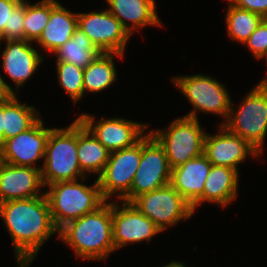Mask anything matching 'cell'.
Returning <instances> with one entry per match:
<instances>
[{"instance_id":"obj_1","label":"cell","mask_w":267,"mask_h":267,"mask_svg":"<svg viewBox=\"0 0 267 267\" xmlns=\"http://www.w3.org/2000/svg\"><path fill=\"white\" fill-rule=\"evenodd\" d=\"M0 217L14 245L15 260H34L58 229L44 195L0 203Z\"/></svg>"},{"instance_id":"obj_2","label":"cell","mask_w":267,"mask_h":267,"mask_svg":"<svg viewBox=\"0 0 267 267\" xmlns=\"http://www.w3.org/2000/svg\"><path fill=\"white\" fill-rule=\"evenodd\" d=\"M112 231V201H105L95 211L67 222L58 230V240L77 258L106 261L115 251Z\"/></svg>"},{"instance_id":"obj_3","label":"cell","mask_w":267,"mask_h":267,"mask_svg":"<svg viewBox=\"0 0 267 267\" xmlns=\"http://www.w3.org/2000/svg\"><path fill=\"white\" fill-rule=\"evenodd\" d=\"M87 177L73 181H61L46 186L44 191L48 200L51 218L59 230L67 222L95 211L103 199L98 180L90 185L84 184Z\"/></svg>"},{"instance_id":"obj_4","label":"cell","mask_w":267,"mask_h":267,"mask_svg":"<svg viewBox=\"0 0 267 267\" xmlns=\"http://www.w3.org/2000/svg\"><path fill=\"white\" fill-rule=\"evenodd\" d=\"M44 187L88 177L80 168L77 156V117L67 127H54L48 136L44 163L41 165Z\"/></svg>"},{"instance_id":"obj_5","label":"cell","mask_w":267,"mask_h":267,"mask_svg":"<svg viewBox=\"0 0 267 267\" xmlns=\"http://www.w3.org/2000/svg\"><path fill=\"white\" fill-rule=\"evenodd\" d=\"M171 82L187 98L192 109L184 117L198 119V114H214L222 117L223 125L229 116L231 96L225 85L206 74L173 76Z\"/></svg>"},{"instance_id":"obj_6","label":"cell","mask_w":267,"mask_h":267,"mask_svg":"<svg viewBox=\"0 0 267 267\" xmlns=\"http://www.w3.org/2000/svg\"><path fill=\"white\" fill-rule=\"evenodd\" d=\"M234 105L232 101L228 119L223 125L263 156L267 136V88L256 84L239 102L237 109Z\"/></svg>"},{"instance_id":"obj_7","label":"cell","mask_w":267,"mask_h":267,"mask_svg":"<svg viewBox=\"0 0 267 267\" xmlns=\"http://www.w3.org/2000/svg\"><path fill=\"white\" fill-rule=\"evenodd\" d=\"M148 132L164 148L171 169L203 154L206 132L198 119L177 117L165 130Z\"/></svg>"},{"instance_id":"obj_8","label":"cell","mask_w":267,"mask_h":267,"mask_svg":"<svg viewBox=\"0 0 267 267\" xmlns=\"http://www.w3.org/2000/svg\"><path fill=\"white\" fill-rule=\"evenodd\" d=\"M171 173L164 148L147 132L141 138V160L130 191L121 201L131 203L141 194L170 184Z\"/></svg>"},{"instance_id":"obj_9","label":"cell","mask_w":267,"mask_h":267,"mask_svg":"<svg viewBox=\"0 0 267 267\" xmlns=\"http://www.w3.org/2000/svg\"><path fill=\"white\" fill-rule=\"evenodd\" d=\"M131 204L154 222L161 232L192 218V206L171 184L137 196Z\"/></svg>"},{"instance_id":"obj_10","label":"cell","mask_w":267,"mask_h":267,"mask_svg":"<svg viewBox=\"0 0 267 267\" xmlns=\"http://www.w3.org/2000/svg\"><path fill=\"white\" fill-rule=\"evenodd\" d=\"M140 160L141 139L131 147L110 153L103 172L97 177L105 201L113 196L121 201L129 193Z\"/></svg>"},{"instance_id":"obj_11","label":"cell","mask_w":267,"mask_h":267,"mask_svg":"<svg viewBox=\"0 0 267 267\" xmlns=\"http://www.w3.org/2000/svg\"><path fill=\"white\" fill-rule=\"evenodd\" d=\"M77 28L90 38L101 53L125 55L131 35L107 8L100 12L77 13Z\"/></svg>"},{"instance_id":"obj_12","label":"cell","mask_w":267,"mask_h":267,"mask_svg":"<svg viewBox=\"0 0 267 267\" xmlns=\"http://www.w3.org/2000/svg\"><path fill=\"white\" fill-rule=\"evenodd\" d=\"M77 118L110 153L133 146L150 126L123 117L105 119L103 116L95 121L96 117L89 113L79 114Z\"/></svg>"},{"instance_id":"obj_13","label":"cell","mask_w":267,"mask_h":267,"mask_svg":"<svg viewBox=\"0 0 267 267\" xmlns=\"http://www.w3.org/2000/svg\"><path fill=\"white\" fill-rule=\"evenodd\" d=\"M45 123L40 118L28 130L15 137L5 140L0 145V161L16 166H29L38 168V160L43 161L45 156L46 143L50 131L54 128L44 126ZM37 165V166H36Z\"/></svg>"},{"instance_id":"obj_14","label":"cell","mask_w":267,"mask_h":267,"mask_svg":"<svg viewBox=\"0 0 267 267\" xmlns=\"http://www.w3.org/2000/svg\"><path fill=\"white\" fill-rule=\"evenodd\" d=\"M113 243L115 251L129 244L151 242L161 233L152 220L129 202L112 201Z\"/></svg>"},{"instance_id":"obj_15","label":"cell","mask_w":267,"mask_h":267,"mask_svg":"<svg viewBox=\"0 0 267 267\" xmlns=\"http://www.w3.org/2000/svg\"><path fill=\"white\" fill-rule=\"evenodd\" d=\"M214 134L206 132L203 154L212 165L233 168L239 172L238 165L249 156L261 158L262 155L240 136L231 133L224 125L218 126Z\"/></svg>"},{"instance_id":"obj_16","label":"cell","mask_w":267,"mask_h":267,"mask_svg":"<svg viewBox=\"0 0 267 267\" xmlns=\"http://www.w3.org/2000/svg\"><path fill=\"white\" fill-rule=\"evenodd\" d=\"M5 42L0 67L14 83L13 95H17L19 88L33 77L48 56L43 57L44 55L34 48L33 42L26 40H7Z\"/></svg>"},{"instance_id":"obj_17","label":"cell","mask_w":267,"mask_h":267,"mask_svg":"<svg viewBox=\"0 0 267 267\" xmlns=\"http://www.w3.org/2000/svg\"><path fill=\"white\" fill-rule=\"evenodd\" d=\"M41 170L0 161V203L44 195Z\"/></svg>"},{"instance_id":"obj_18","label":"cell","mask_w":267,"mask_h":267,"mask_svg":"<svg viewBox=\"0 0 267 267\" xmlns=\"http://www.w3.org/2000/svg\"><path fill=\"white\" fill-rule=\"evenodd\" d=\"M239 176V172L233 168L212 165L203 195L192 205L194 213L202 203H212L224 208L234 202L239 195Z\"/></svg>"},{"instance_id":"obj_19","label":"cell","mask_w":267,"mask_h":267,"mask_svg":"<svg viewBox=\"0 0 267 267\" xmlns=\"http://www.w3.org/2000/svg\"><path fill=\"white\" fill-rule=\"evenodd\" d=\"M107 10L114 15L132 36L147 26L164 27L157 13L156 0H105ZM130 23V24H129Z\"/></svg>"},{"instance_id":"obj_20","label":"cell","mask_w":267,"mask_h":267,"mask_svg":"<svg viewBox=\"0 0 267 267\" xmlns=\"http://www.w3.org/2000/svg\"><path fill=\"white\" fill-rule=\"evenodd\" d=\"M211 162L202 154L172 169L173 188L192 206L202 195Z\"/></svg>"},{"instance_id":"obj_21","label":"cell","mask_w":267,"mask_h":267,"mask_svg":"<svg viewBox=\"0 0 267 267\" xmlns=\"http://www.w3.org/2000/svg\"><path fill=\"white\" fill-rule=\"evenodd\" d=\"M76 29L77 13L69 11L58 0H51L49 22L35 44L41 47V51L53 54L73 36Z\"/></svg>"},{"instance_id":"obj_22","label":"cell","mask_w":267,"mask_h":267,"mask_svg":"<svg viewBox=\"0 0 267 267\" xmlns=\"http://www.w3.org/2000/svg\"><path fill=\"white\" fill-rule=\"evenodd\" d=\"M110 152L77 118V156L81 170L87 175H100L108 162Z\"/></svg>"},{"instance_id":"obj_23","label":"cell","mask_w":267,"mask_h":267,"mask_svg":"<svg viewBox=\"0 0 267 267\" xmlns=\"http://www.w3.org/2000/svg\"><path fill=\"white\" fill-rule=\"evenodd\" d=\"M124 56V54L120 53H101L90 65H88L84 69L83 74L85 95L88 92L101 93L111 87V85L118 80V72L114 62L115 57L123 59Z\"/></svg>"},{"instance_id":"obj_24","label":"cell","mask_w":267,"mask_h":267,"mask_svg":"<svg viewBox=\"0 0 267 267\" xmlns=\"http://www.w3.org/2000/svg\"><path fill=\"white\" fill-rule=\"evenodd\" d=\"M35 106L19 101L18 95L4 100V133L3 142L28 130L41 117Z\"/></svg>"},{"instance_id":"obj_25","label":"cell","mask_w":267,"mask_h":267,"mask_svg":"<svg viewBox=\"0 0 267 267\" xmlns=\"http://www.w3.org/2000/svg\"><path fill=\"white\" fill-rule=\"evenodd\" d=\"M53 54L56 61L71 63L85 69L101 52L95 48L90 38L77 28L73 36Z\"/></svg>"},{"instance_id":"obj_26","label":"cell","mask_w":267,"mask_h":267,"mask_svg":"<svg viewBox=\"0 0 267 267\" xmlns=\"http://www.w3.org/2000/svg\"><path fill=\"white\" fill-rule=\"evenodd\" d=\"M227 3L226 33L230 40L244 44L264 18L256 13L235 7L228 0Z\"/></svg>"},{"instance_id":"obj_27","label":"cell","mask_w":267,"mask_h":267,"mask_svg":"<svg viewBox=\"0 0 267 267\" xmlns=\"http://www.w3.org/2000/svg\"><path fill=\"white\" fill-rule=\"evenodd\" d=\"M51 13V0H40L31 2L26 0V11L24 17V40L36 42L47 23Z\"/></svg>"},{"instance_id":"obj_28","label":"cell","mask_w":267,"mask_h":267,"mask_svg":"<svg viewBox=\"0 0 267 267\" xmlns=\"http://www.w3.org/2000/svg\"><path fill=\"white\" fill-rule=\"evenodd\" d=\"M57 80L59 85L71 98L74 104L81 101L85 97L83 87L84 69L62 61H56Z\"/></svg>"},{"instance_id":"obj_29","label":"cell","mask_w":267,"mask_h":267,"mask_svg":"<svg viewBox=\"0 0 267 267\" xmlns=\"http://www.w3.org/2000/svg\"><path fill=\"white\" fill-rule=\"evenodd\" d=\"M26 11V0H22L11 12L9 26H5L4 32L0 37L2 41L24 40V17ZM1 48V47H0Z\"/></svg>"},{"instance_id":"obj_30","label":"cell","mask_w":267,"mask_h":267,"mask_svg":"<svg viewBox=\"0 0 267 267\" xmlns=\"http://www.w3.org/2000/svg\"><path fill=\"white\" fill-rule=\"evenodd\" d=\"M243 45L247 46L251 55L257 60L267 56V19L259 24Z\"/></svg>"},{"instance_id":"obj_31","label":"cell","mask_w":267,"mask_h":267,"mask_svg":"<svg viewBox=\"0 0 267 267\" xmlns=\"http://www.w3.org/2000/svg\"><path fill=\"white\" fill-rule=\"evenodd\" d=\"M232 5L267 19V0H228Z\"/></svg>"},{"instance_id":"obj_32","label":"cell","mask_w":267,"mask_h":267,"mask_svg":"<svg viewBox=\"0 0 267 267\" xmlns=\"http://www.w3.org/2000/svg\"><path fill=\"white\" fill-rule=\"evenodd\" d=\"M22 0H0V37L2 36L5 26H9V19L12 10Z\"/></svg>"},{"instance_id":"obj_33","label":"cell","mask_w":267,"mask_h":267,"mask_svg":"<svg viewBox=\"0 0 267 267\" xmlns=\"http://www.w3.org/2000/svg\"><path fill=\"white\" fill-rule=\"evenodd\" d=\"M13 95V88L10 86L0 73V101H3Z\"/></svg>"},{"instance_id":"obj_34","label":"cell","mask_w":267,"mask_h":267,"mask_svg":"<svg viewBox=\"0 0 267 267\" xmlns=\"http://www.w3.org/2000/svg\"><path fill=\"white\" fill-rule=\"evenodd\" d=\"M4 133V100L0 101V145L3 143Z\"/></svg>"},{"instance_id":"obj_35","label":"cell","mask_w":267,"mask_h":267,"mask_svg":"<svg viewBox=\"0 0 267 267\" xmlns=\"http://www.w3.org/2000/svg\"><path fill=\"white\" fill-rule=\"evenodd\" d=\"M161 267H187V265L182 261L172 260L169 264L161 266ZM189 267V266H188Z\"/></svg>"},{"instance_id":"obj_36","label":"cell","mask_w":267,"mask_h":267,"mask_svg":"<svg viewBox=\"0 0 267 267\" xmlns=\"http://www.w3.org/2000/svg\"><path fill=\"white\" fill-rule=\"evenodd\" d=\"M18 267H29L33 260H16Z\"/></svg>"},{"instance_id":"obj_37","label":"cell","mask_w":267,"mask_h":267,"mask_svg":"<svg viewBox=\"0 0 267 267\" xmlns=\"http://www.w3.org/2000/svg\"><path fill=\"white\" fill-rule=\"evenodd\" d=\"M264 59L266 61V66H267V56ZM258 85L267 88V76H264L263 79L260 80V82H258Z\"/></svg>"}]
</instances>
